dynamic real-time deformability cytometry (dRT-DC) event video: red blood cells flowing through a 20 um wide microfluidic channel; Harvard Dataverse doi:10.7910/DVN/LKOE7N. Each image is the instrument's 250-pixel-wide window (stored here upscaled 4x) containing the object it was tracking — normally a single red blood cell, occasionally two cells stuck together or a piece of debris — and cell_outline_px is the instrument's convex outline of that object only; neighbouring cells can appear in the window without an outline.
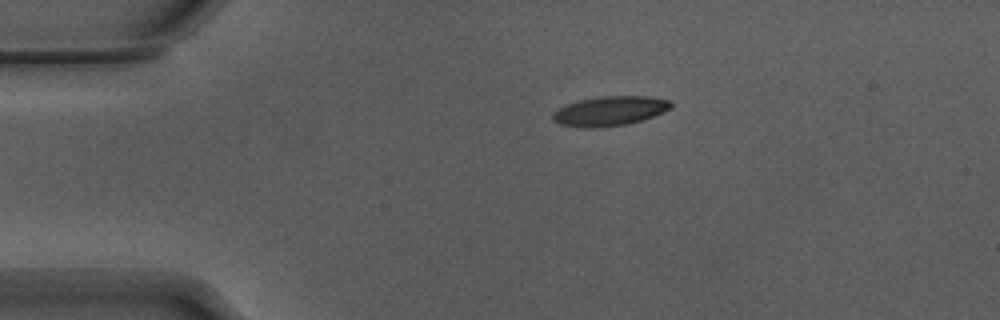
{"species": "Egyptian fruit bat (a non-hibernating species)", "species_latin": "Rousettus aegyptiacus", "temperature_condition": "warm", "stored_images_in_passage": 37, "camera_frame_rate_fps": 3000, "um_per_image_px": 0.085, "animal": {"sex": "male"}, "frame": {"image": 1, "passage_image": 1, "time_ms": 0.0, "image_size_px": [1000, 320], "cell_outline_px": [[672, 108], [664, 112], [628, 124], [592, 128], [584, 128], [560, 124], [552, 120], [552, 112], [568, 104], [580, 100], [604, 96], [648, 96], [672, 100]], "centroid_in_image_um": [51.85, 9.43], "position_along_channel_um": 33.1, "area_um2": 20.29}}
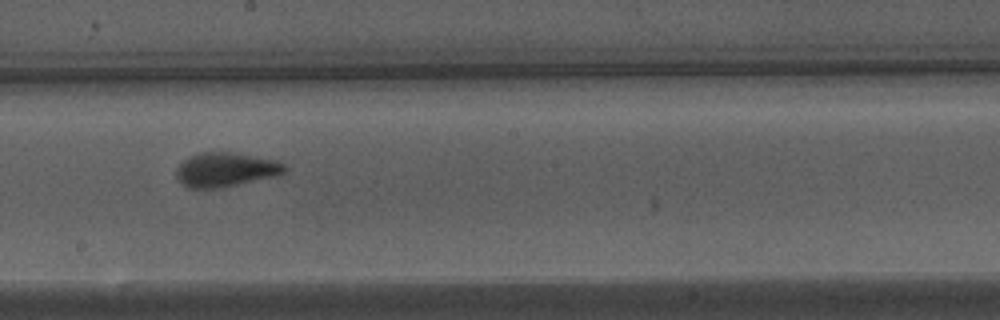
{"frame": {"image": 2, "passage_image": 20, "time_ms": 6.333, "image_size_px": [1000, 320], "cell_outline_px": [[288, 168], [284, 172], [276, 176], [220, 188], [188, 188], [176, 176], [176, 168], [188, 156], [200, 152], [228, 152], [276, 160], [284, 164]], "centroid_in_image_um": [19.17, 14.42], "position_along_channel_um": 229.0, "area_um2": 21.44}}
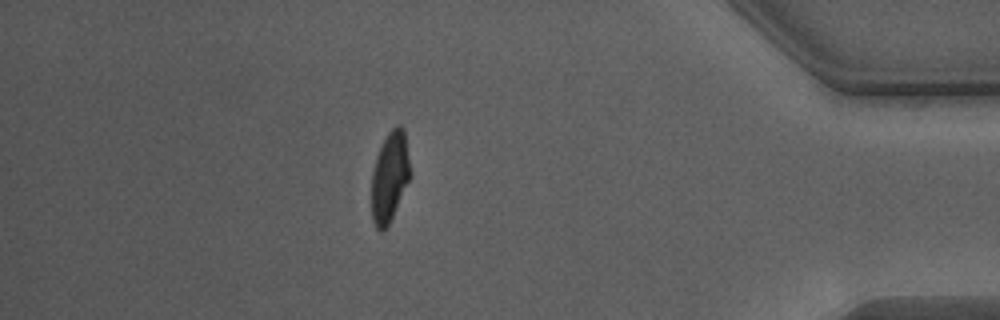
{"frame": {"image": 3, "passage_image": 37, "time_ms": 12.0, "image_size_px": [1000, 320], "cell_outline_px": [[412, 176], [384, 232], [380, 232], [376, 228], [372, 220], [372, 172], [376, 156], [388, 132], [396, 124], [400, 124], [404, 128]], "centroid_in_image_um": [33.14, 15.02], "position_along_channel_um": 402.1, "area_um2": 20.46}, "authors_computed_cell_mechanics": {"area_um2": 21.097, "velocity_mm_per_s": 3.8325, "shape_relaxation_time_tau1_ms": 4.2318, "shape_relaxation_time_tau2_ms": 0.7199, "deformation_change_tau1": 0.1789, "deformation_change_tau2": 0.0846}}